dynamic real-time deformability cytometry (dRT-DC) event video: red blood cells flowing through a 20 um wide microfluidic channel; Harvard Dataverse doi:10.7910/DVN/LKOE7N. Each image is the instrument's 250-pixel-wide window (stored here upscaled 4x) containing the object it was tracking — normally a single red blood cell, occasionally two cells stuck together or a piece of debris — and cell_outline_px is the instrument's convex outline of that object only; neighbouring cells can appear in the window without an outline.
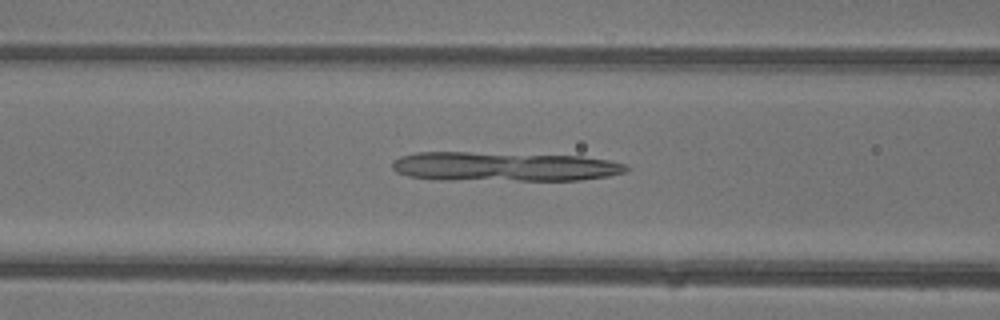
{"species": "common noctule bat (a hibernating species)", "species_latin": "Nyctalus noctula", "temperature_condition": "warm", "stored_images_in_passage": 44, "camera_frame_rate_fps": 3000, "um_per_image_px": 0.085, "animal": {"sex": "female"}, "frame": {"image": 1, "passage_image": 19, "time_ms": 6.0, "image_size_px": [1000, 320], "cell_outline_px": [[628, 168], [624, 172], [608, 176], [580, 180], [440, 180], [408, 176], [396, 172], [392, 168], [392, 160], [400, 156], [416, 152], [468, 152], [584, 156], [608, 160], [624, 164]], "centroid_in_image_um": [42.78, 14.16], "position_along_channel_um": 123.8, "area_um2": 40.23}}
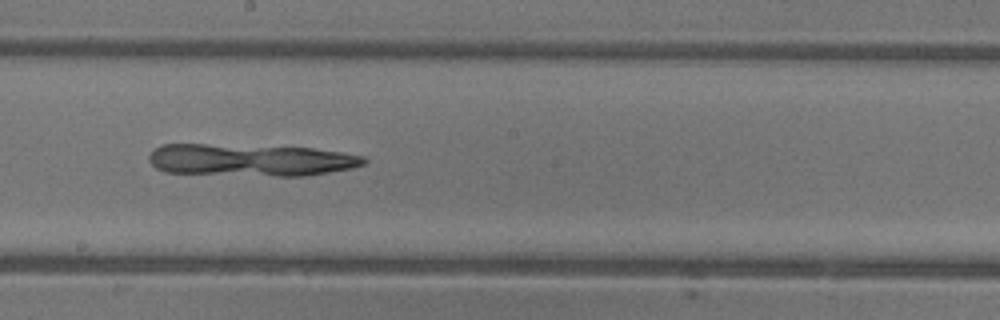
{"frame": {"image": 2, "passage_image": 26, "time_ms": 8.333, "image_size_px": [1000, 320], "cell_outline_px": [[368, 160], [364, 164], [352, 168], [308, 176], [276, 176], [164, 172], [156, 168], [148, 160], [148, 156], [152, 148], [160, 144], [208, 144], [312, 148], [344, 152], [364, 156]], "centroid_in_image_um": [21.29, 13.6], "position_along_channel_um": 226.9, "area_um2": 40.58}}
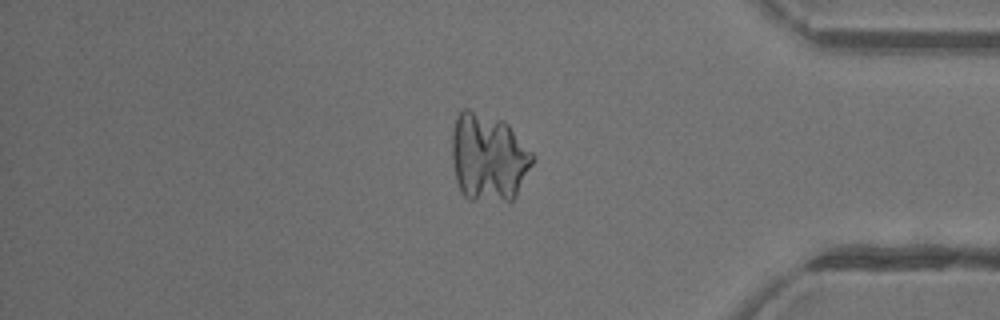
{"frame": {"image": 3, "passage_image": 39, "time_ms": 12.667, "image_size_px": [1000, 320], "cell_outline_px": [[536, 156], [516, 196], [512, 200], [468, 200], [460, 192], [456, 180], [452, 160], [452, 132], [456, 116], [464, 108], [468, 108], [504, 120], [508, 124]], "centroid_in_image_um": [41.51, 13.36], "position_along_channel_um": 393.7, "area_um2": 41.67}}